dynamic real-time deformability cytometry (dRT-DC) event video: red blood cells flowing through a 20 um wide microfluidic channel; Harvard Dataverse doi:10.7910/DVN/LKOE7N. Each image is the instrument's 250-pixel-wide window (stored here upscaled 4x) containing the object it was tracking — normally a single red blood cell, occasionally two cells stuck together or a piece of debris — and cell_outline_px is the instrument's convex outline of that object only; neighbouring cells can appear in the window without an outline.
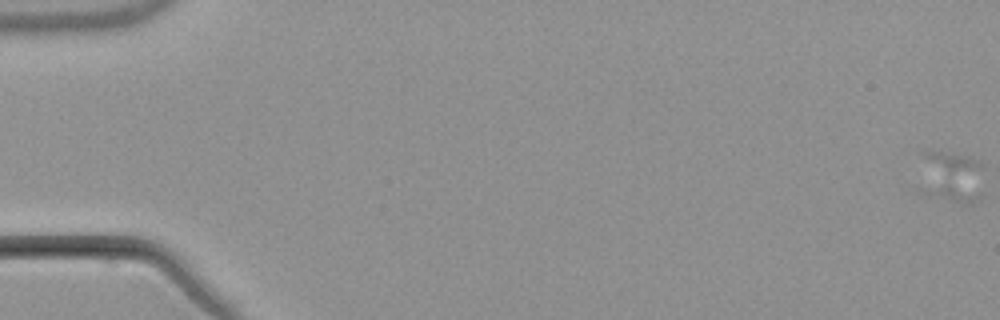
{"species": "common noctule bat (a hibernating species)", "species_latin": "Nyctalus noctula", "temperature_condition": "warm", "stored_images_in_passage": 11, "camera_frame_rate_fps": 3000, "um_per_image_px": 0.085, "animal": {"sex": "male", "body_mass_g": 21.5, "forearm_length_mm": 52.0}, "frame": {"image": 1, "passage_image": 1, "time_ms": 0.0, "image_size_px": [1000, 320], "cell_outline_px": [[984, 164], [980, 200], [972, 204], [964, 204], [920, 196], [912, 188], [920, 152], [944, 152], [968, 156], [980, 160]], "centroid_in_image_um": [80.66, 15.08], "position_along_channel_um": 4.3, "area_um2": 22.14}}
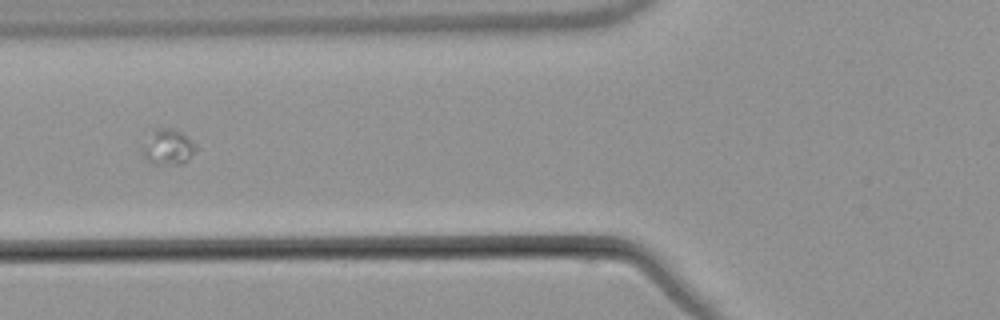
{"frame": {"image": 2, "passage_image": 7, "time_ms": 8.333, "image_size_px": [1000, 320], "cell_outline_px": [[196, 152], [184, 164], [148, 164], [140, 152], [152, 128], [172, 128], [180, 132], [196, 144]], "centroid_in_image_um": [14.24, 12.52], "position_along_channel_um": 111.6, "area_um2": 11.39}}
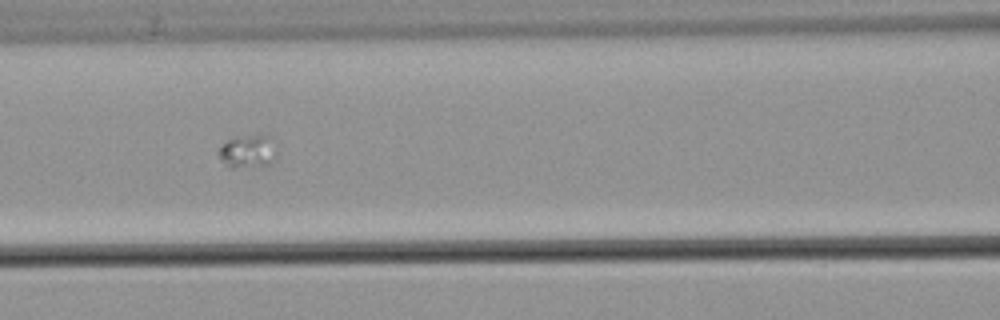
{"frame": {"image": 3, "passage_image": 8, "time_ms": 9.333, "image_size_px": [1000, 320], "cell_outline_px": [[272, 160], [268, 164], [232, 168], [228, 168], [220, 156], [220, 148], [228, 140], [236, 136], [264, 132]], "centroid_in_image_um": [20.92, 12.84], "position_along_channel_um": 145.7, "area_um2": 10.23}}